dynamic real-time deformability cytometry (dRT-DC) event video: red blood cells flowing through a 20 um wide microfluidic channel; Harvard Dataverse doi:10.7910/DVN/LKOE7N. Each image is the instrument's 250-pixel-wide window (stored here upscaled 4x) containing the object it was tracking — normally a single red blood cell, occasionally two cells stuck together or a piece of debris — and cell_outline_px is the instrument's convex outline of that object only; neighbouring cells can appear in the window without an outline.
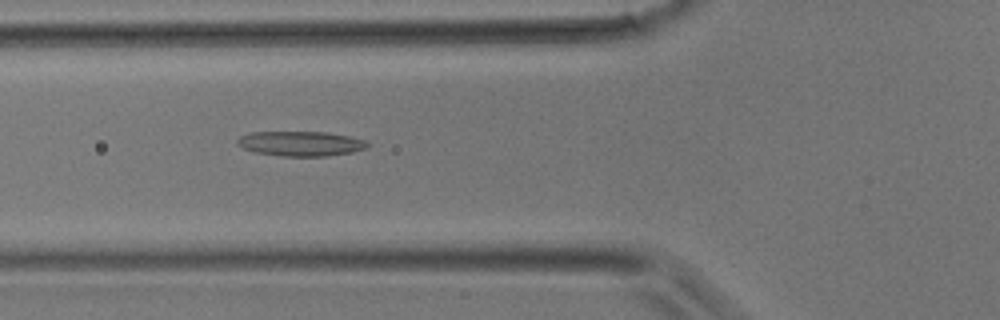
{"species": "common noctule bat (a hibernating species)", "species_latin": "Nyctalus noctula", "temperature_condition": "room temperature", "stored_images_in_passage": 38, "camera_frame_rate_fps": 3000, "um_per_image_px": 0.085, "animal": {"sex": "male", "body_mass_g": 17.9}, "frame": {"image": 1, "passage_image": 13, "time_ms": 4.0, "image_size_px": [1000, 320], "cell_outline_px": [[368, 148], [352, 152], [324, 156], [280, 156], [252, 152], [236, 144], [236, 140], [240, 136], [252, 132], [324, 132], [348, 136], [364, 140], [368, 144]], "centroid_in_image_um": [25.51, 12.21], "position_along_channel_um": 100.3, "area_um2": 18.79}}
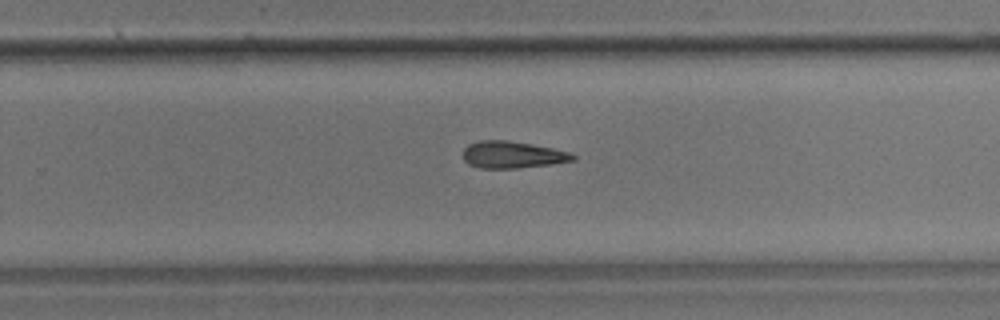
{"frame": {"image": 2, "passage_image": 24, "time_ms": 7.667, "image_size_px": [1000, 320], "cell_outline_px": [[576, 160], [552, 164], [516, 168], [480, 168], [468, 164], [464, 160], [464, 148], [468, 144], [480, 140], [504, 140], [532, 144], [552, 148], [568, 152], [576, 156]], "centroid_in_image_um": [43.54, 13.15], "position_along_channel_um": 286.3, "area_um2": 17.17}}
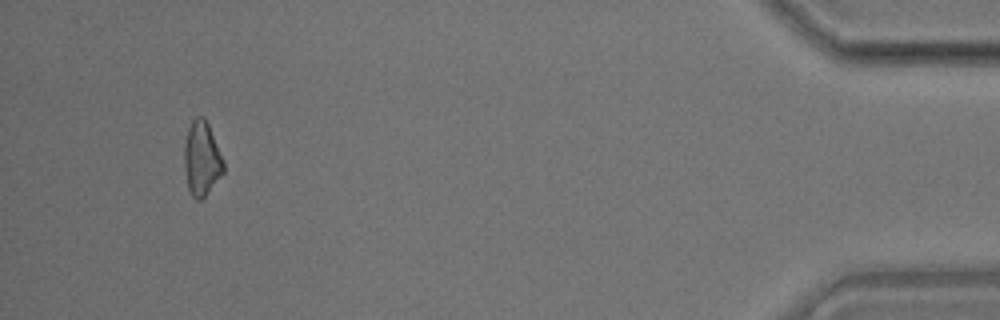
{"frame": {"image": 3, "passage_image": 36, "time_ms": 11.667, "image_size_px": [1000, 320], "cell_outline_px": [[224, 172], [204, 196], [200, 200], [196, 200], [192, 196], [188, 188], [184, 168], [184, 144], [188, 128], [192, 120], [196, 116], [204, 116], [208, 124], [224, 160]], "centroid_in_image_um": [17.14, 13.46], "position_along_channel_um": 418.1, "area_um2": 16.99}}